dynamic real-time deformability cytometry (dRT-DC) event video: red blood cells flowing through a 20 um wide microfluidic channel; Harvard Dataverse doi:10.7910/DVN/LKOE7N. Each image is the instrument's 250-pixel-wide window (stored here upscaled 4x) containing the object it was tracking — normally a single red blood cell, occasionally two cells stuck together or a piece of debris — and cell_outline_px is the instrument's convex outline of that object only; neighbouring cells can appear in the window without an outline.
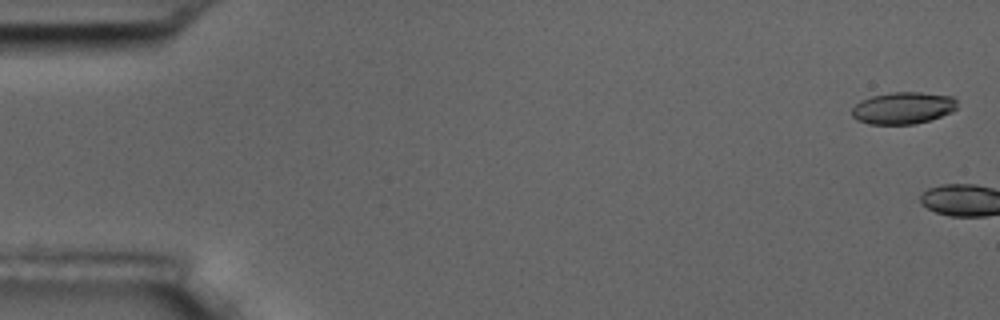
{"species": "common noctule bat (a hibernating species)", "species_latin": "Nyctalus noctula", "temperature_condition": "room temperature", "stored_images_in_passage": 11, "camera_frame_rate_fps": 3000, "um_per_image_px": 0.085, "animal": {"sex": "male", "body_mass_g": 17.5, "forearm_length_mm": 52.3}, "frame": {"image": 1, "passage_image": 1, "time_ms": 0.0, "image_size_px": [1000, 320], "cell_outline_px": [[956, 108], [952, 112], [916, 124], [868, 124], [856, 120], [852, 116], [852, 108], [860, 100], [872, 96], [892, 92], [920, 92], [952, 96], [956, 100]], "centroid_in_image_um": [76.73, 9.18], "position_along_channel_um": 8.3, "area_um2": 19.59}}
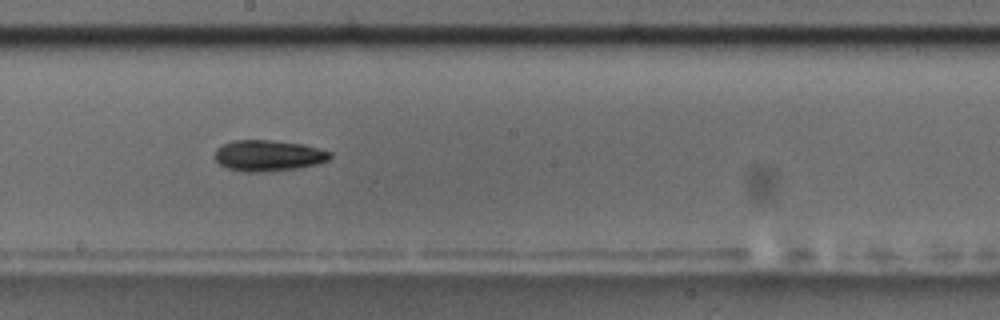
{"frame": {"image": 2, "passage_image": 10, "time_ms": 11.0, "image_size_px": [1000, 320], "cell_outline_px": [[332, 156], [328, 160], [316, 164], [300, 168], [268, 172], [244, 172], [228, 168], [220, 164], [216, 160], [216, 148], [232, 140], [272, 140], [304, 144], [332, 152]], "centroid_in_image_um": [22.83, 13.23], "position_along_channel_um": 225.4, "area_um2": 20.98}}
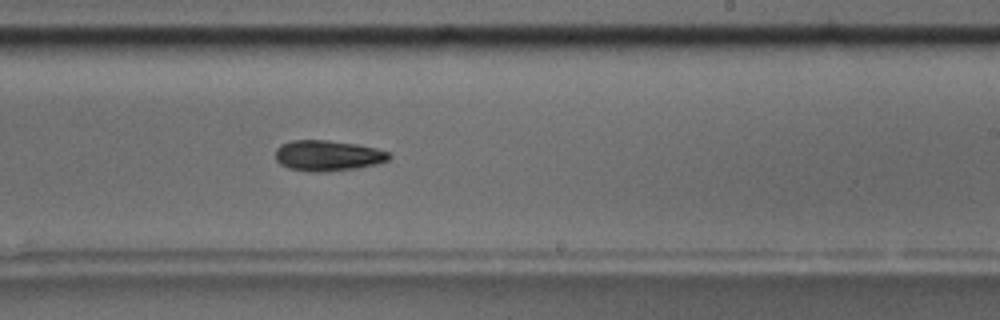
{"frame": {"image": 3, "passage_image": 11, "time_ms": 12.0, "image_size_px": [1000, 320], "cell_outline_px": [[392, 156], [388, 160], [376, 164], [356, 168], [324, 172], [312, 172], [288, 168], [280, 164], [276, 160], [276, 148], [280, 144], [292, 140], [328, 140], [356, 144], [376, 148], [388, 152]], "centroid_in_image_um": [27.84, 13.22], "position_along_channel_um": 261.2, "area_um2": 20.35}}